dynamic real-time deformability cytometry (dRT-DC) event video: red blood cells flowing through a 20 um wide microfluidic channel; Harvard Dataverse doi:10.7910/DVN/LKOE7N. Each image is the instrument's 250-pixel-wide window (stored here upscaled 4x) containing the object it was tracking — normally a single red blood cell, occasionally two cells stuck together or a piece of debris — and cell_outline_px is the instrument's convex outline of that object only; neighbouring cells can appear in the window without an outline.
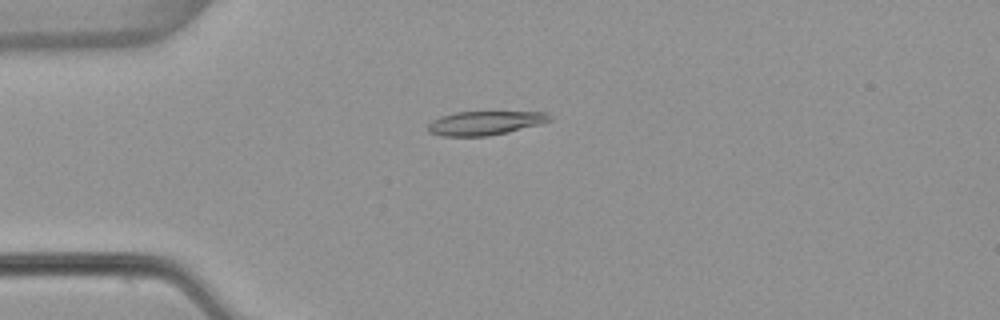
{"species": "common noctule bat (a hibernating species)", "species_latin": "Nyctalus noctula", "temperature_condition": "warm", "stored_images_in_passage": 44, "camera_frame_rate_fps": 3000, "um_per_image_px": 0.085, "animal": {"sex": "female", "body_mass_g": 22.7, "forearm_length_mm": 54.2}, "frame": {"image": 1, "passage_image": 5, "time_ms": 1.333, "image_size_px": [1000, 320], "cell_outline_px": [[552, 120], [540, 124], [508, 132], [488, 136], [440, 136], [428, 132], [428, 124], [432, 120], [440, 116], [456, 112], [548, 112], [552, 116]], "centroid_in_image_um": [41.22, 10.46], "position_along_channel_um": 43.8, "area_um2": 17.05}}
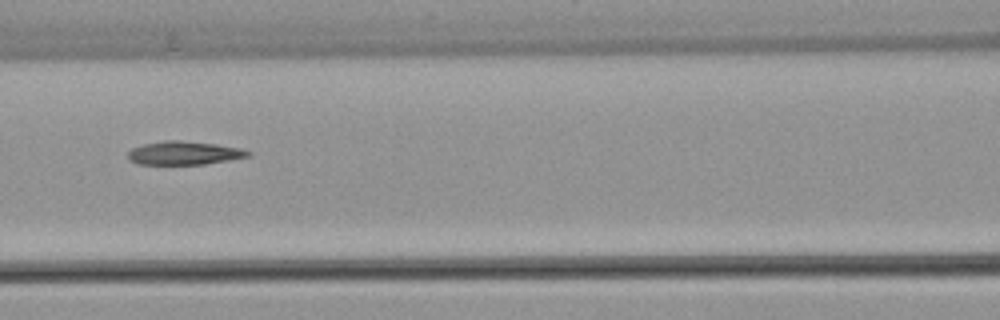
{"frame": {"image": 2, "passage_image": 15, "time_ms": 4.667, "image_size_px": [1000, 320], "cell_outline_px": [[252, 156], [204, 164], [136, 164], [128, 160], [128, 152], [132, 148], [144, 144], [164, 140], [180, 140], [216, 144], [240, 148], [252, 152]], "centroid_in_image_um": [15.64, 13.0], "position_along_channel_um": 151.0, "area_um2": 16.47}}
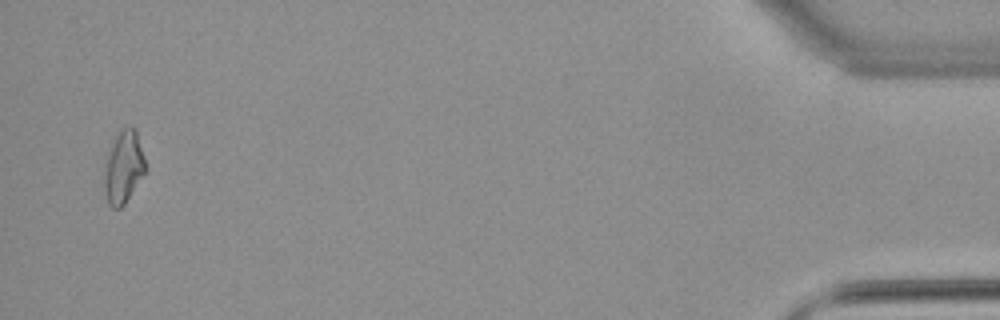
{"frame": {"image": 3, "passage_image": 43, "time_ms": 14.0, "image_size_px": [1000, 320], "cell_outline_px": [[148, 168], [124, 204], [120, 208], [112, 208], [108, 204], [104, 192], [104, 164], [112, 144], [116, 136], [124, 128], [136, 128]], "centroid_in_image_um": [10.51, 14.23], "position_along_channel_um": 424.7, "area_um2": 17.4}, "authors_computed_cell_mechanics": {"area_um2": 16.7042, "velocity_mm_per_s": 3.863, "shape_relaxation_time_tau1_ms": null, "shape_relaxation_time_tau2_ms": 7.2052, "deformation_change_tau1": null, "deformation_change_tau2": 0.179}}